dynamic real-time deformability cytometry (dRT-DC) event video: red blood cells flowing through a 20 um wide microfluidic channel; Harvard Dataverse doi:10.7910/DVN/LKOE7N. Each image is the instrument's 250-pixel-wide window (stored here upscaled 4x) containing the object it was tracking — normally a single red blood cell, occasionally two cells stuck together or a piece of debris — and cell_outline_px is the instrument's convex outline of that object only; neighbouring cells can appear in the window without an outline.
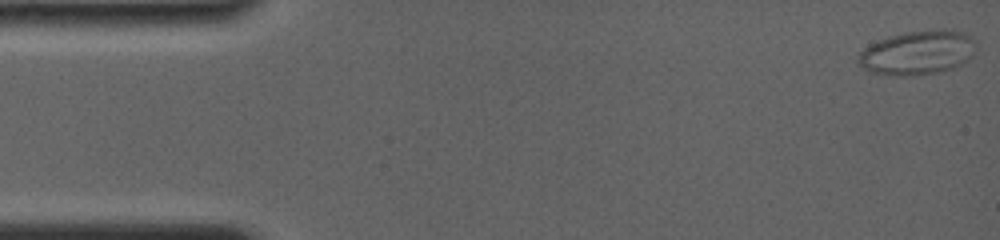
{"species": "common noctule bat (a hibernating species)", "species_latin": "Nyctalus noctula", "temperature_condition": "room temperature", "stored_images_in_passage": 66, "camera_frame_rate_fps": 4000, "um_per_image_px": 0.085, "animal": {"sex": "female", "body_mass_g": 19.0, "forearm_length_mm": 56.7}, "frame": {"image": 1, "passage_image": 1, "time_ms": 0.0, "image_size_px": [1000, 240], "cell_outline_px": [[976, 48], [972, 56], [968, 60], [952, 68], [940, 72], [912, 76], [892, 76], [872, 72], [864, 68], [856, 60], [860, 52], [864, 48], [888, 36], [904, 32], [940, 28], [952, 28], [968, 32], [976, 40]], "centroid_in_image_um": [78.06, 4.45], "position_along_channel_um": 6.9, "area_um2": 30.98}}
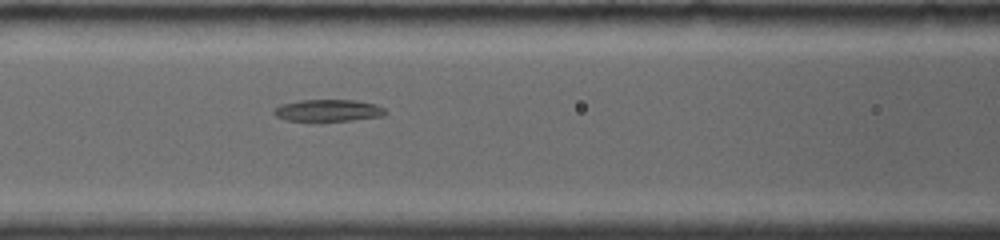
{"frame": {"image": 2, "passage_image": 28, "time_ms": 6.75, "image_size_px": [1000, 240], "cell_outline_px": [[388, 112], [384, 116], [320, 124], [316, 124], [284, 120], [276, 116], [272, 112], [280, 104], [300, 100], [356, 100], [376, 104], [384, 108]], "centroid_in_image_um": [27.86, 9.44], "position_along_channel_um": 138.7, "area_um2": 15.2}}
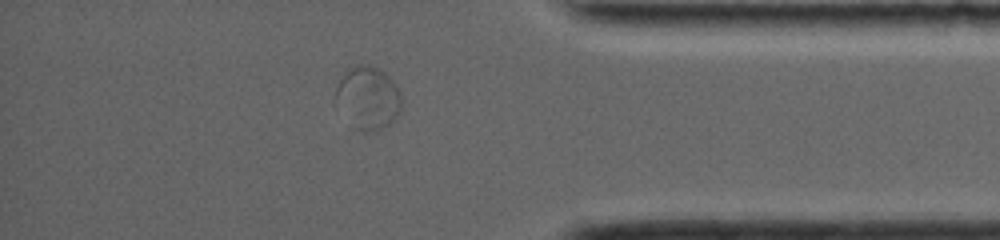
{"frame": {"image": 3, "passage_image": 57, "time_ms": 14.0, "image_size_px": [1000, 240], "cell_outline_px": [[400, 112], [396, 120], [380, 128], [364, 132], [352, 128], [332, 104], [332, 100], [336, 88], [344, 72], [348, 68], [356, 64], [368, 64], [380, 68], [396, 84], [400, 92]], "centroid_in_image_um": [31.2, 8.32], "position_along_channel_um": 404.0, "area_um2": 24.97}}